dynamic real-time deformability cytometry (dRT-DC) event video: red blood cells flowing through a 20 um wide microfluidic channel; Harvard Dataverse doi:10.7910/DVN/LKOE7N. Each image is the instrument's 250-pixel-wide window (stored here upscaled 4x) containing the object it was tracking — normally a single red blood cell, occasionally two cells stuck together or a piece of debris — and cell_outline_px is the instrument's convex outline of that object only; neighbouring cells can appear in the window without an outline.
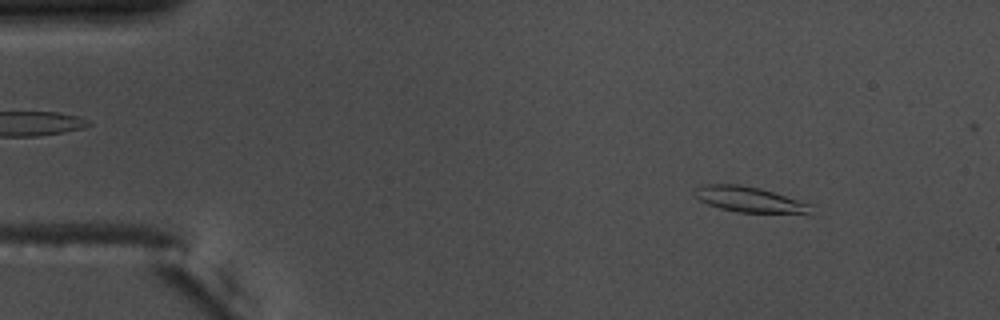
{"species": "common noctule bat (a hibernating species)", "species_latin": "Nyctalus noctula", "temperature_condition": "warm", "stored_images_in_passage": 54, "camera_frame_rate_fps": 3000, "um_per_image_px": 0.085, "animal": {"sex": "male", "body_mass_g": 17.5, "forearm_length_mm": 52.3}, "frame": {"image": 1, "passage_image": 6, "time_ms": 1.667, "image_size_px": [1000, 320], "cell_outline_px": [[812, 216], [736, 212], [720, 208], [708, 204], [700, 200], [692, 192], [696, 188], [704, 184], [736, 184], [760, 188], [812, 204]], "centroid_in_image_um": [63.83, 17.01], "position_along_channel_um": 21.2, "area_um2": 17.98}}
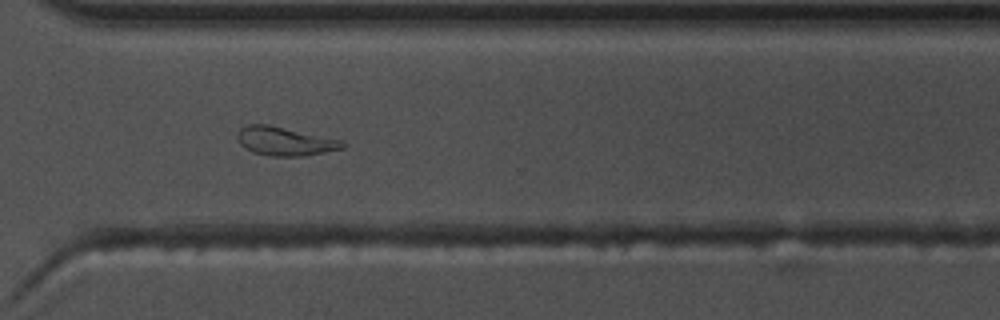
{"frame": {"image": 2, "passage_image": 40, "time_ms": 13.0, "image_size_px": [1000, 320], "cell_outline_px": [[348, 144], [344, 148], [304, 156], [272, 156], [252, 152], [244, 148], [240, 144], [236, 136], [236, 132], [240, 128], [248, 124], [268, 124], [344, 140]], "centroid_in_image_um": [24.22, 12.0], "position_along_channel_um": 346.4, "area_um2": 17.86}}
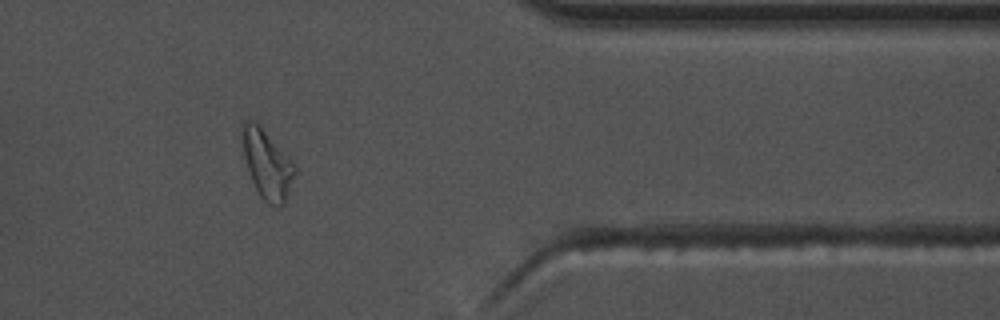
{"frame": {"image": 3, "passage_image": 45, "time_ms": 14.667, "image_size_px": [1000, 320], "cell_outline_px": [[296, 172], [284, 204], [268, 204], [260, 196], [252, 180], [244, 156], [244, 120], [252, 120], [260, 124], [292, 160], [296, 168]], "centroid_in_image_um": [22.74, 13.95], "position_along_channel_um": 388.7, "area_um2": 20.46}}